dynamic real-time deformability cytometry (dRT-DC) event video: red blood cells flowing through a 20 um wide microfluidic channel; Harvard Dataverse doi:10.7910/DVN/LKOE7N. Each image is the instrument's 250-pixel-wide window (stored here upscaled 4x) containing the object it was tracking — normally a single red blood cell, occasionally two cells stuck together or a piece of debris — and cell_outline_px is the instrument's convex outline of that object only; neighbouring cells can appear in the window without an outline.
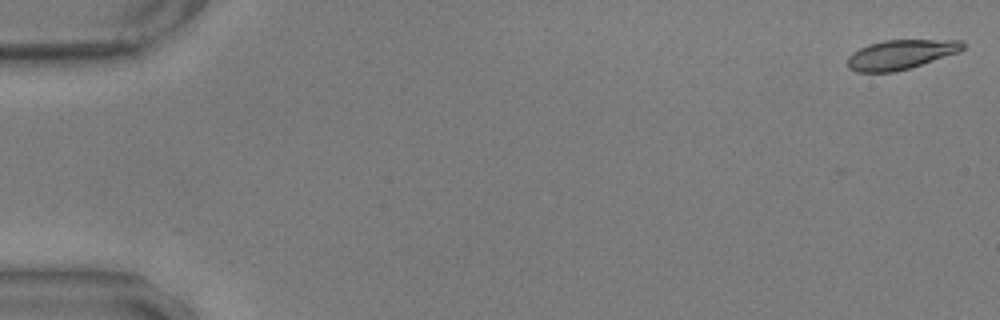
{"species": "common noctule bat (a hibernating species)", "species_latin": "Nyctalus noctula", "temperature_condition": "warm", "stored_images_in_passage": 57, "camera_frame_rate_fps": 3000, "um_per_image_px": 0.085, "animal": {"sex": "male", "body_mass_g": 17.9, "forearm_length_mm": 54.2}, "frame": {"image": 1, "passage_image": 1, "time_ms": 0.0, "image_size_px": [1000, 320], "cell_outline_px": [[964, 48], [960, 52], [896, 72], [856, 72], [848, 68], [848, 56], [852, 52], [868, 44], [884, 40], [960, 40], [964, 44]], "centroid_in_image_um": [76.54, 4.63], "position_along_channel_um": 8.5, "area_um2": 19.83}}
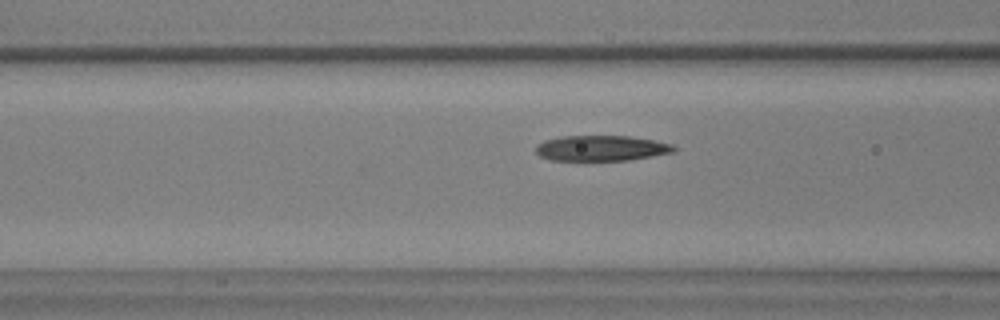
{"frame": {"image": 2, "passage_image": 23, "time_ms": 7.333, "image_size_px": [1000, 320], "cell_outline_px": [[676, 152], [628, 160], [552, 160], [540, 156], [536, 152], [536, 144], [544, 140], [564, 136], [628, 136], [652, 140], [672, 144], [676, 148]], "centroid_in_image_um": [51.11, 12.59], "position_along_channel_um": 115.5, "area_um2": 20.4}}
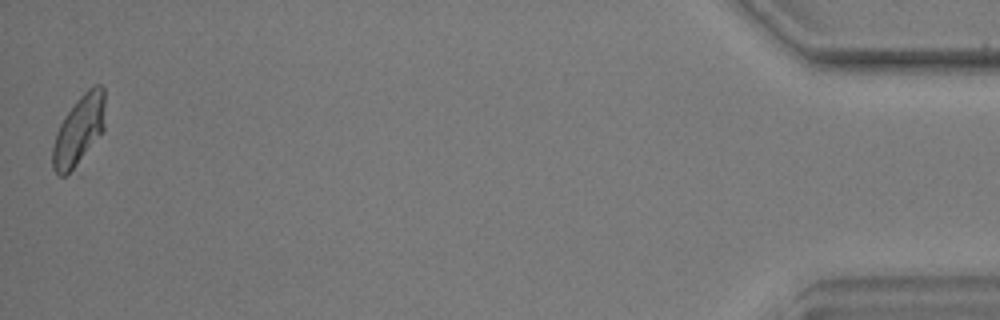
{"frame": {"image": 3, "passage_image": 57, "time_ms": 18.667, "image_size_px": [1000, 320], "cell_outline_px": [[104, 128], [76, 164], [64, 176], [60, 176], [52, 168], [52, 148], [56, 132], [64, 116], [76, 100], [88, 88], [96, 84], [100, 84], [104, 88]], "centroid_in_image_um": [6.68, 11.02], "position_along_channel_um": 428.5, "area_um2": 20.69}, "authors_computed_cell_mechanics": {"area_um2": 21.0392, "velocity_mm_per_s": 3.5228, "shape_relaxation_time_tau1_ms": 4.0854, "shape_relaxation_time_tau2_ms": 2.1662, "deformation_change_tau1": 0.1521, "deformation_change_tau2": 0.0918}}